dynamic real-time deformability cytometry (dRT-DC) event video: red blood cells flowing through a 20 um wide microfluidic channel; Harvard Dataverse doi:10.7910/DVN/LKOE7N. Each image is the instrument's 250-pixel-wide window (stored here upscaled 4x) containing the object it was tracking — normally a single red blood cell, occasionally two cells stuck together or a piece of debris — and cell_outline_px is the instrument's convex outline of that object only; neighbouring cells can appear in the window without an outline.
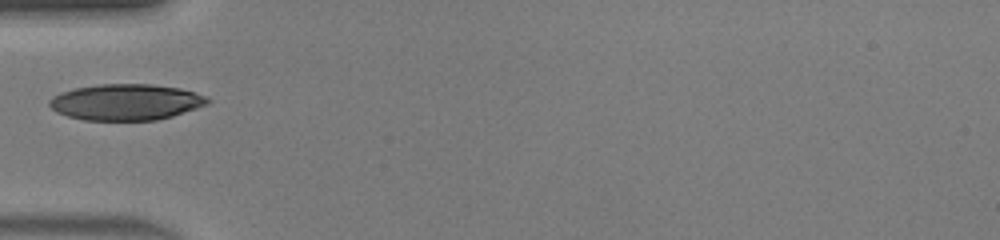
{"species": "human", "species_latin": "Homo sapiens", "temperature_condition": "warm", "stored_images_in_passage": 31, "camera_frame_rate_fps": 3000, "um_per_image_px": 0.085, "donor": {"sex": "male"}, "frame": {"image": 1, "passage_image": 1, "time_ms": 0.0, "image_size_px": [1000, 240], "cell_outline_px": [[212, 100], [208, 104], [172, 116], [156, 120], [84, 120], [68, 116], [56, 112], [48, 104], [48, 100], [52, 96], [60, 92], [76, 88], [100, 84], [152, 84], [180, 88], [208, 96]], "centroid_in_image_um": [10.71, 8.67], "position_along_channel_um": 74.3, "area_um2": 33.41}}
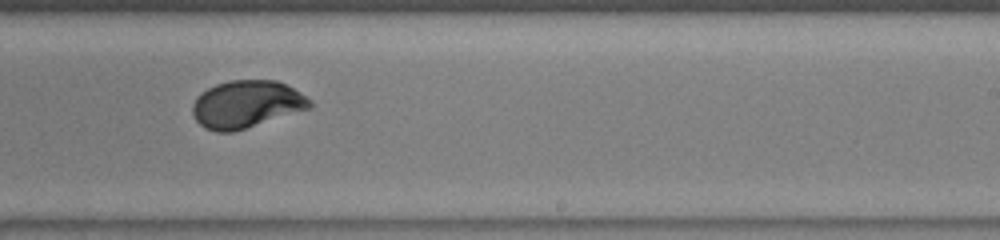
{"frame": {"image": 2, "passage_image": 14, "time_ms": 4.333, "image_size_px": [1000, 240], "cell_outline_px": [[312, 108], [232, 132], [216, 132], [204, 128], [196, 120], [192, 112], [192, 104], [196, 96], [200, 92], [216, 84], [232, 80], [276, 80], [300, 92], [312, 100]], "centroid_in_image_um": [20.94, 8.86], "position_along_channel_um": 268.1, "area_um2": 32.48}}
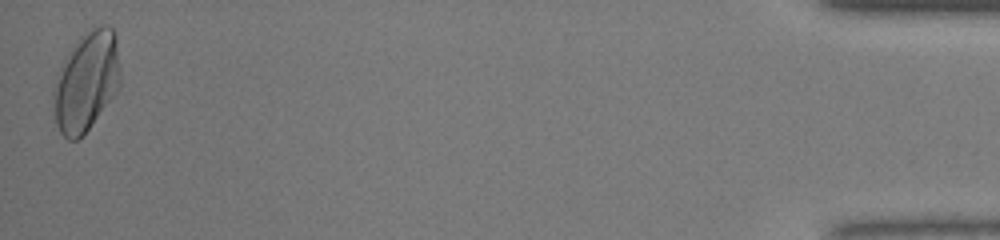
{"frame": {"image": 3, "passage_image": 31, "time_ms": 10.0, "image_size_px": [1000, 240], "cell_outline_px": [[120, 84], [116, 92], [88, 128], [76, 140], [68, 140], [60, 132], [56, 124], [52, 96], [52, 88], [60, 68], [64, 60], [72, 48], [84, 32], [100, 24], [104, 24], [112, 28], [116, 36], [120, 72]], "centroid_in_image_um": [7.33, 6.9], "position_along_channel_um": 427.9, "area_um2": 38.38}}